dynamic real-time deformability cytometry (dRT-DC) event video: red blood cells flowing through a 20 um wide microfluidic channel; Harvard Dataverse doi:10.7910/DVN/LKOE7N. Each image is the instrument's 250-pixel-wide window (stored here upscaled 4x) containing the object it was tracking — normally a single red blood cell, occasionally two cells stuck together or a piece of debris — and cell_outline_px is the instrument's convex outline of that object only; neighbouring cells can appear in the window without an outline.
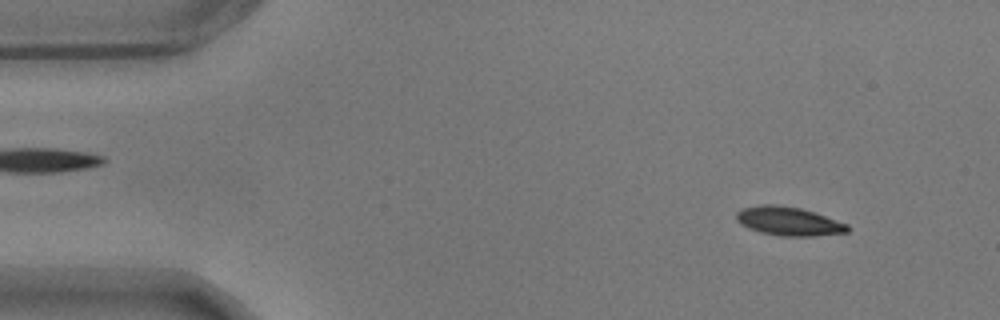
{"species": "common noctule bat (a hibernating species)", "species_latin": "Nyctalus noctula", "temperature_condition": "warm", "stored_images_in_passage": 16, "camera_frame_rate_fps": 3000, "um_per_image_px": 0.085, "animal": {"sex": "male", "body_mass_g": 17.9}, "frame": {"image": 1, "passage_image": 5, "time_ms": 1.333, "image_size_px": [1000, 320], "cell_outline_px": [[848, 232], [812, 236], [780, 236], [760, 232], [748, 228], [740, 224], [736, 220], [736, 212], [740, 208], [764, 204], [776, 204], [800, 208], [848, 224]], "centroid_in_image_um": [66.97, 18.8], "position_along_channel_um": 18.0, "area_um2": 18.55}}
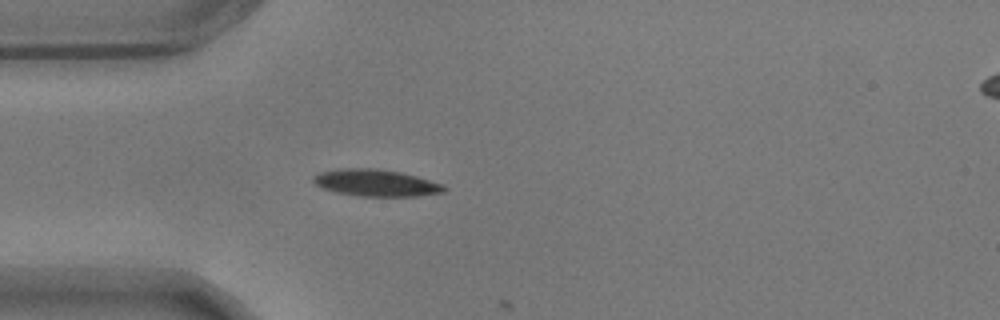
{"frame": {"image": 2, "passage_image": 15, "time_ms": 4.667, "image_size_px": [1000, 320], "cell_outline_px": [[444, 192], [416, 196], [360, 196], [336, 192], [324, 188], [316, 184], [312, 180], [312, 176], [324, 172], [348, 168], [372, 168], [400, 172], [416, 176], [444, 184]], "centroid_in_image_um": [31.98, 15.55], "position_along_channel_um": 53.0, "area_um2": 20.06}}